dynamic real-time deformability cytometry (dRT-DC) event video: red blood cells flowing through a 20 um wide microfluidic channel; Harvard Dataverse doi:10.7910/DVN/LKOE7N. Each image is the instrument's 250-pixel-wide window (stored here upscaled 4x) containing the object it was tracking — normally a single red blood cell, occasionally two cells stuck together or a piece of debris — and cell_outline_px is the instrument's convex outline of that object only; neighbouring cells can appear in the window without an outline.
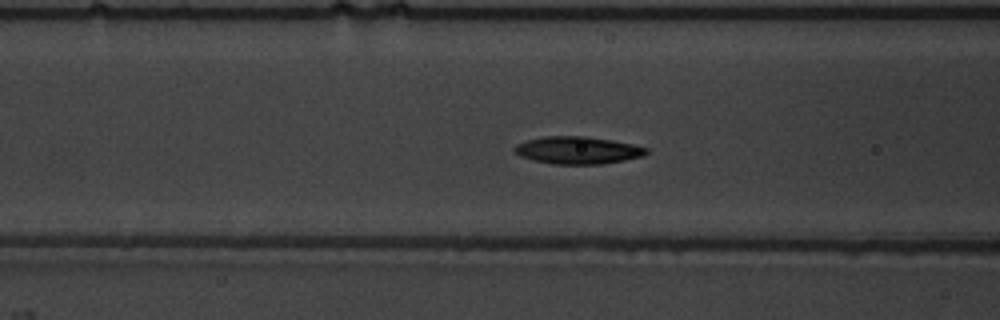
{"species": "common noctule bat (a hibernating species)", "species_latin": "Nyctalus noctula", "temperature_condition": "warm", "stored_images_in_passage": 56, "camera_frame_rate_fps": 3000, "um_per_image_px": 0.085, "animal": {"sex": "male", "body_mass_g": 19.5, "forearm_length_mm": 54.6}, "frame": {"image": 1, "passage_image": 23, "time_ms": 7.333, "image_size_px": [1000, 320], "cell_outline_px": [[648, 152], [644, 156], [604, 164], [552, 164], [532, 160], [520, 156], [512, 152], [512, 148], [516, 144], [528, 140], [544, 136], [584, 136], [612, 140], [632, 144], [648, 148]], "centroid_in_image_um": [49.07, 12.77], "position_along_channel_um": 117.5, "area_um2": 21.21}}
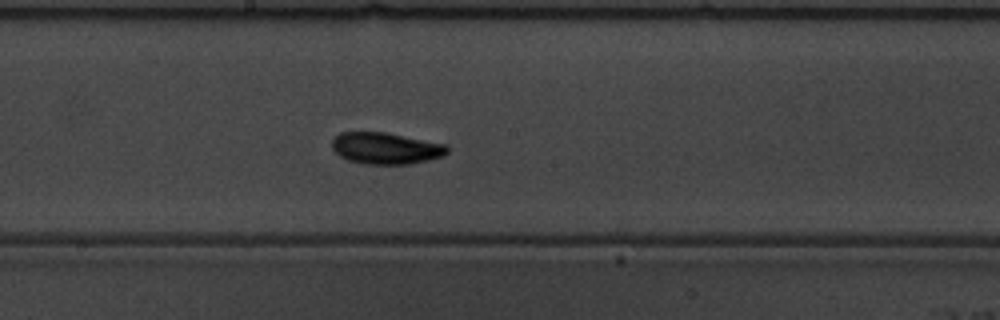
{"frame": {"image": 2, "passage_image": 31, "time_ms": 10.0, "image_size_px": [1000, 320], "cell_outline_px": [[448, 152], [444, 156], [428, 160], [408, 164], [364, 164], [348, 160], [340, 156], [332, 148], [332, 140], [340, 132], [384, 132], [448, 144]], "centroid_in_image_um": [32.81, 12.6], "position_along_channel_um": 215.4, "area_um2": 21.27}}
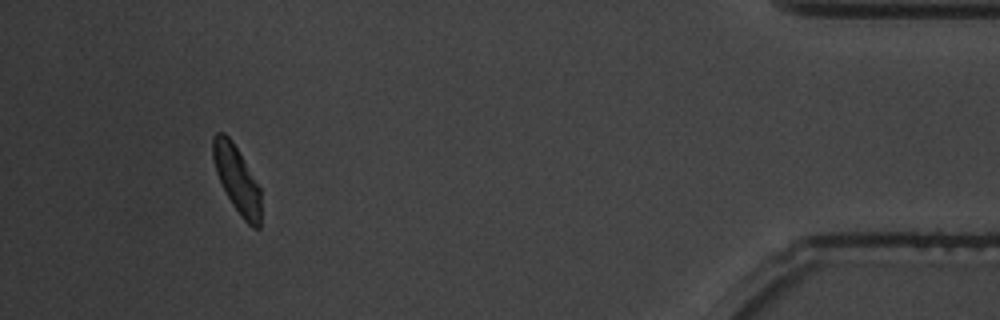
{"frame": {"image": 3, "passage_image": 52, "time_ms": 17.0, "image_size_px": [1000, 320], "cell_outline_px": [[260, 228], [252, 228], [240, 216], [232, 204], [216, 172], [212, 156], [212, 136], [216, 132], [224, 132], [232, 140], [260, 188]], "centroid_in_image_um": [20.12, 15.23], "position_along_channel_um": 415.1, "area_um2": 18.5}, "authors_computed_cell_mechanics": {"area_um2": 19.941, "velocity_mm_per_s": 3.6744, "shape_relaxation_time_tau1_ms": 2.264, "shape_relaxation_time_tau2_ms": 3.0766, "deformation_change_tau1": 0.1257, "deformation_change_tau2": 0.0819}}